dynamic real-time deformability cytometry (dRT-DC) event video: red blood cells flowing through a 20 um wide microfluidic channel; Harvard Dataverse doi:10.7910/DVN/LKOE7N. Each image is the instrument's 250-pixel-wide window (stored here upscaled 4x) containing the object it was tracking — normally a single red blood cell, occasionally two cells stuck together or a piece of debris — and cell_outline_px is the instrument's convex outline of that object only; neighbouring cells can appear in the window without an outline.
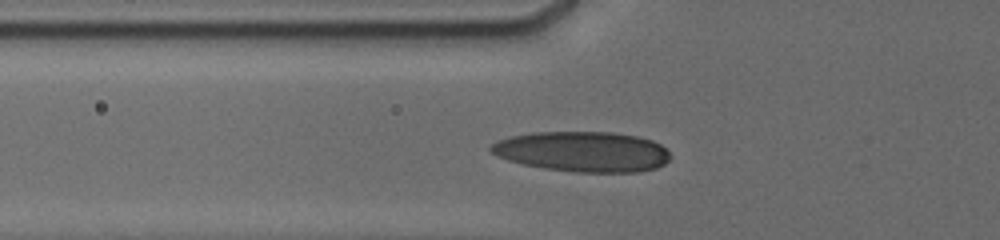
{"species": "human", "species_latin": "Homo sapiens", "temperature_condition": "cold", "stored_images_in_passage": 32, "camera_frame_rate_fps": 3000, "um_per_image_px": 0.085, "donor": {"sex": "male"}, "frame": {"image": 1, "passage_image": 14, "time_ms": 5.667, "image_size_px": [1000, 240], "cell_outline_px": [[672, 156], [664, 164], [656, 168], [636, 172], [572, 172], [544, 168], [524, 164], [508, 160], [496, 156], [488, 148], [492, 144], [500, 140], [512, 136], [532, 132], [612, 132], [636, 136], [652, 140], [660, 144]], "centroid_in_image_um": [49.53, 12.89], "position_along_channel_um": 76.3, "area_um2": 42.08}}
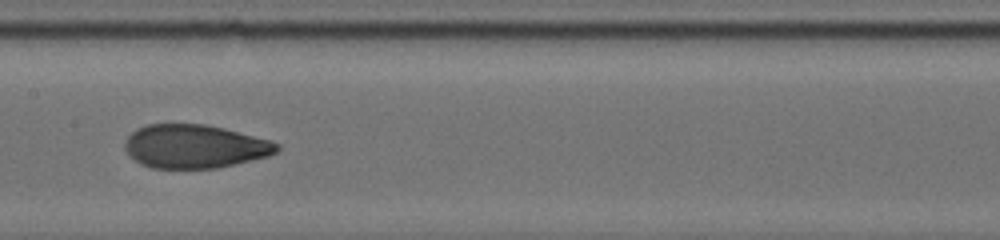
{"frame": {"image": 2, "passage_image": 25, "time_ms": 8.667, "image_size_px": [1000, 240], "cell_outline_px": [[280, 148], [276, 152], [268, 156], [220, 168], [152, 168], [140, 164], [124, 148], [124, 144], [128, 136], [136, 128], [148, 124], [204, 124], [272, 140], [280, 144]], "centroid_in_image_um": [16.56, 12.45], "position_along_channel_um": 190.8, "area_um2": 38.55}}
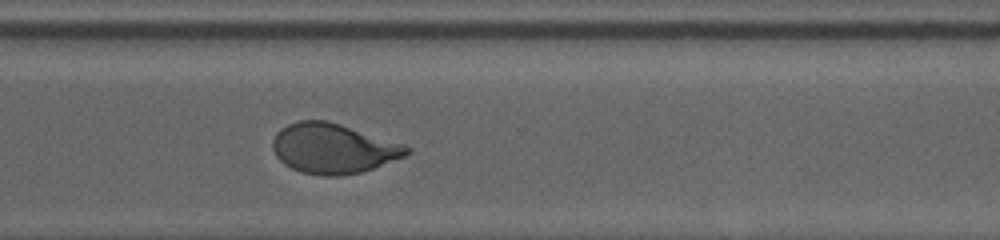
{"frame": {"image": 3, "passage_image": 32, "time_ms": 12.667, "image_size_px": [1000, 240], "cell_outline_px": [[412, 152], [404, 156], [372, 168], [360, 172], [340, 176], [324, 176], [300, 172], [284, 164], [276, 156], [272, 148], [272, 140], [276, 132], [280, 128], [288, 124], [300, 120], [328, 120], [404, 144], [412, 148]], "centroid_in_image_um": [28.3, 12.61], "position_along_channel_um": 342.3, "area_um2": 39.07}}